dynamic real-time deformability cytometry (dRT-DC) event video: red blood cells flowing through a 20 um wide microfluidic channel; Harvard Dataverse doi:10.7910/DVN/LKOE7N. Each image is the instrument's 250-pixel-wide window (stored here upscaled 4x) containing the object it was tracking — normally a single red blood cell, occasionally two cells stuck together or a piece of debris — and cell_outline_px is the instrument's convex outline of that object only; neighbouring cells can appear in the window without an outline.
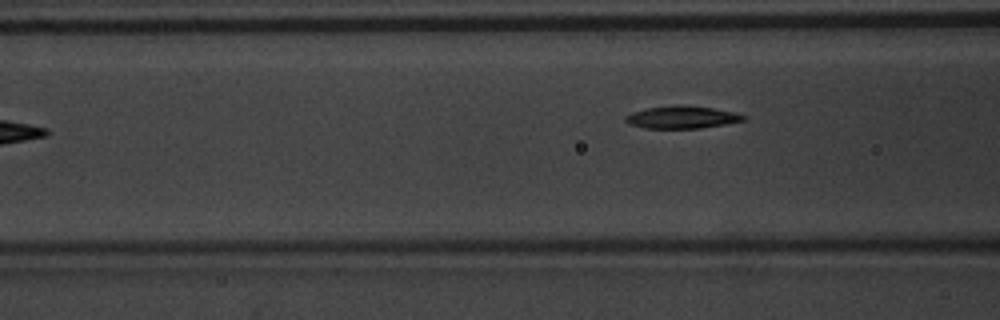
{"species": "common noctule bat (a hibernating species)", "species_latin": "Nyctalus noctula", "temperature_condition": "warm", "stored_images_in_passage": 7, "camera_frame_rate_fps": 3000, "um_per_image_px": 0.085, "animal": {"sex": "male", "body_mass_g": 20.1, "forearm_length_mm": 53.5}, "frame": {"image": 1, "passage_image": 7, "time_ms": 2.0, "image_size_px": [1000, 320], "cell_outline_px": [[748, 116], [744, 120], [724, 124], [700, 128], [644, 128], [628, 124], [624, 120], [624, 116], [632, 112], [648, 108], [676, 104], [680, 104], [712, 108], [732, 112]], "centroid_in_image_um": [57.91, 9.96], "position_along_channel_um": 108.7, "area_um2": 15.43}}